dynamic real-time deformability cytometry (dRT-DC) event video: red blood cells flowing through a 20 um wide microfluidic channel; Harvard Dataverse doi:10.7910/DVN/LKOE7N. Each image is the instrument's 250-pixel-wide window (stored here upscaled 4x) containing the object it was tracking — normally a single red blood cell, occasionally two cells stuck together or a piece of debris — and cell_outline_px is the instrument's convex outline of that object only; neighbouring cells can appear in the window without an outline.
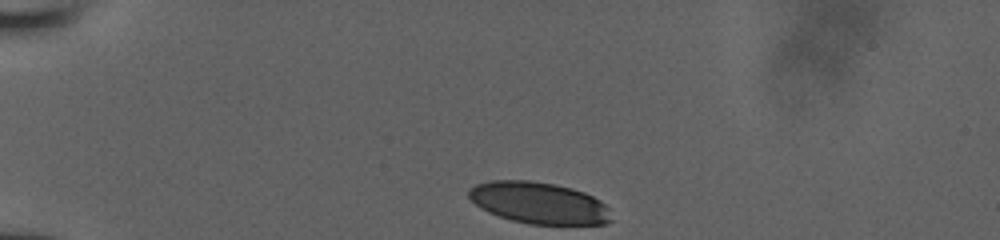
{"species": "human", "species_latin": "Homo sapiens", "temperature_condition": "room temperature", "stored_images_in_passage": 32, "camera_frame_rate_fps": 3000, "um_per_image_px": 0.085, "donor": {"sex": "male"}, "frame": {"image": 1, "passage_image": 1, "time_ms": 0.0, "image_size_px": [1000, 240], "cell_outline_px": [[612, 220], [604, 224], [528, 224], [512, 220], [488, 212], [480, 208], [468, 196], [468, 188], [476, 184], [492, 180], [528, 180], [556, 184], [572, 188], [584, 192], [600, 200], [608, 208]], "centroid_in_image_um": [45.79, 17.24], "position_along_channel_um": 39.2, "area_um2": 34.56}}
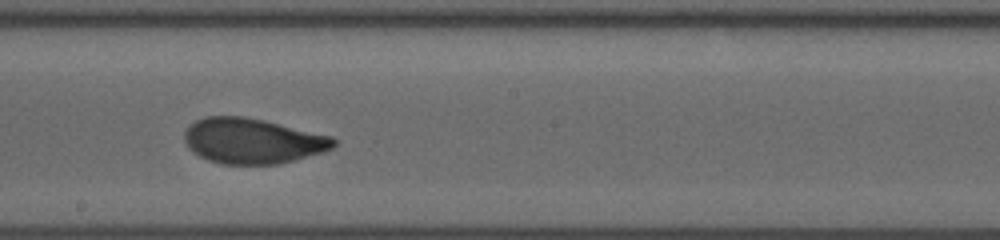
{"frame": {"image": 2, "passage_image": 19, "time_ms": 6.0, "image_size_px": [1000, 240], "cell_outline_px": [[336, 144], [332, 148], [324, 152], [280, 164], [220, 164], [208, 160], [192, 152], [188, 148], [184, 140], [184, 132], [188, 124], [204, 116], [244, 116], [264, 120], [332, 136], [336, 140]], "centroid_in_image_um": [21.44, 11.97], "position_along_channel_um": 226.8, "area_um2": 39.77}}
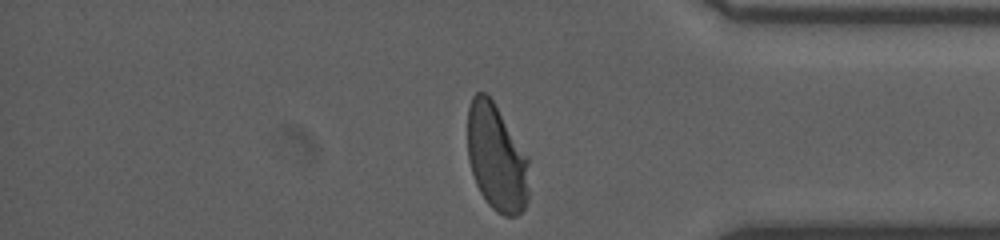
{"frame": {"image": 3, "passage_image": 32, "time_ms": 10.333, "image_size_px": [1000, 240], "cell_outline_px": [[528, 200], [524, 208], [516, 216], [504, 216], [496, 212], [488, 204], [480, 192], [476, 184], [468, 160], [468, 108], [472, 96], [476, 92], [484, 92], [492, 100], [528, 156]], "centroid_in_image_um": [42.2, 13.43], "position_along_channel_um": 393.0, "area_um2": 38.26}}